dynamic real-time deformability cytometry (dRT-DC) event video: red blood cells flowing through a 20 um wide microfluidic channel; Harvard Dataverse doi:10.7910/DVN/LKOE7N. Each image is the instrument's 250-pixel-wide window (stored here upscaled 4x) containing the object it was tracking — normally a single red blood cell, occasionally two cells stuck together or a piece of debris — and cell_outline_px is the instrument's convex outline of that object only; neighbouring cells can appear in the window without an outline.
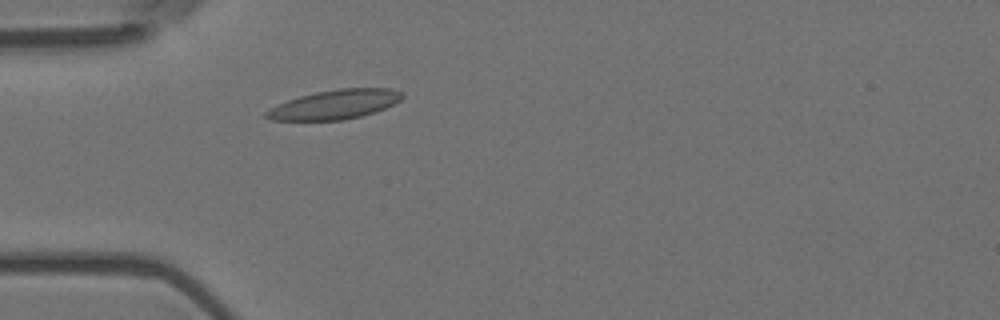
{"species": "Egyptian fruit bat (a non-hibernating species)", "species_latin": "Rousettus aegyptiacus", "temperature_condition": "room temperature", "stored_images_in_passage": 1, "camera_frame_rate_fps": 3000, "um_per_image_px": 0.085, "animal": {"sex": "female"}, "frame": {"image": 1, "passage_image": 1, "time_ms": 0.0, "image_size_px": [1000, 320], "cell_outline_px": [[404, 96], [400, 100], [384, 108], [360, 116], [344, 120], [272, 120], [264, 116], [264, 112], [288, 100], [300, 96], [316, 92], [340, 88], [388, 88], [404, 92]], "centroid_in_image_um": [28.48, 8.87], "position_along_channel_um": 56.5, "area_um2": 22.89}}